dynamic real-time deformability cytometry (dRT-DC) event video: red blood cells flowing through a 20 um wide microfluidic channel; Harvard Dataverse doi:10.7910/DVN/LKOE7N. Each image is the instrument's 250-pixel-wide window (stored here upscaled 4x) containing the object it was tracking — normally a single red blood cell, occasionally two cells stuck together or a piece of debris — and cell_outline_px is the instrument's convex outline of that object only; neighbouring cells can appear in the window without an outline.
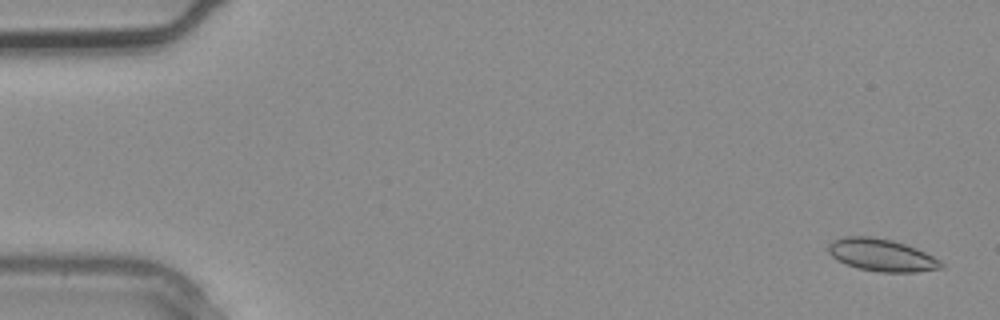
{"species": "common noctule bat (a hibernating species)", "species_latin": "Nyctalus noctula", "temperature_condition": "warm", "stored_images_in_passage": 2, "segment_of_instrument_passage": [2, 2], "camera_frame_rate_fps": 3000, "um_per_image_px": 0.085, "animal": {"sex": "male", "body_mass_g": 20.4}, "frame": {"image": 1, "passage_image": 2, "time_ms": 0.333, "image_size_px": [1000, 320], "cell_outline_px": [[944, 268], [916, 272], [880, 272], [860, 268], [848, 264], [832, 256], [828, 252], [828, 244], [832, 240], [844, 236], [872, 236], [892, 240], [916, 248], [940, 260], [944, 264]], "centroid_in_image_um": [74.95, 21.67], "position_along_channel_um": 10.0, "area_um2": 21.15}}